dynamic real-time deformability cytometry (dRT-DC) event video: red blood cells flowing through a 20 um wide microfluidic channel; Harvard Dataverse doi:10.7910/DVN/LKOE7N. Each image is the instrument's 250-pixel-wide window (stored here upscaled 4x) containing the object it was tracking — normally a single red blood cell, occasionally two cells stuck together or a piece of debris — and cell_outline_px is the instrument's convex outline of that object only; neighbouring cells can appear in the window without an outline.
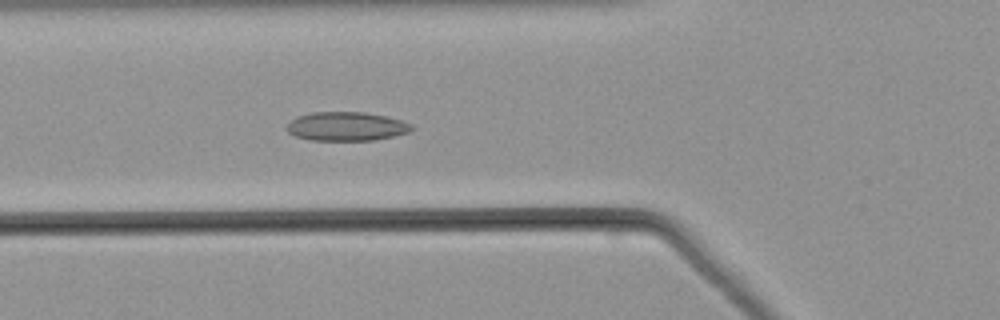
{"species": "common noctule bat (a hibernating species)", "species_latin": "Nyctalus noctula", "temperature_condition": "warm", "stored_images_in_passage": 50, "camera_frame_rate_fps": 3000, "um_per_image_px": 0.085, "animal": {"sex": "male", "body_mass_g": 21.5, "forearm_length_mm": 52.0}, "frame": {"image": 1, "passage_image": 17, "time_ms": 5.333, "image_size_px": [1000, 320], "cell_outline_px": [[412, 128], [408, 132], [392, 136], [372, 140], [308, 140], [296, 136], [288, 132], [284, 128], [296, 116], [312, 112], [364, 112], [384, 116], [400, 120], [412, 124]], "centroid_in_image_um": [29.39, 10.74], "position_along_channel_um": 96.4, "area_um2": 20.87}}
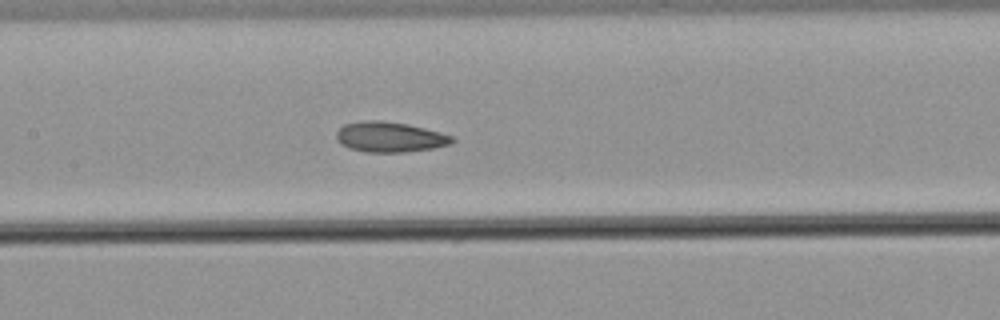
{"frame": {"image": 2, "passage_image": 23, "time_ms": 7.333, "image_size_px": [1000, 320], "cell_outline_px": [[456, 140], [452, 144], [432, 148], [404, 152], [364, 152], [348, 148], [340, 144], [336, 140], [336, 132], [344, 124], [372, 120], [380, 120], [408, 124], [440, 132], [452, 136]], "centroid_in_image_um": [33.12, 11.65], "position_along_channel_um": 174.3, "area_um2": 20.46}}
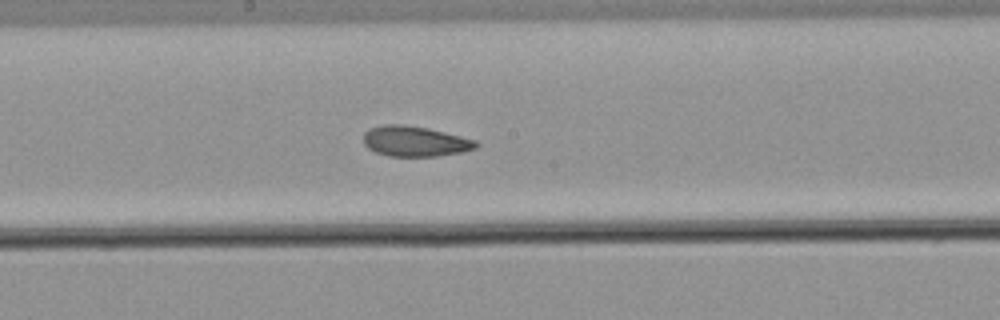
{"frame": {"image": 3, "passage_image": 26, "time_ms": 8.333, "image_size_px": [1000, 320], "cell_outline_px": [[480, 144], [476, 148], [460, 152], [436, 156], [388, 156], [376, 152], [368, 148], [364, 144], [364, 132], [368, 128], [384, 124], [400, 124], [428, 128], [476, 140]], "centroid_in_image_um": [35.25, 12.0], "position_along_channel_um": 213.0, "area_um2": 19.88}}